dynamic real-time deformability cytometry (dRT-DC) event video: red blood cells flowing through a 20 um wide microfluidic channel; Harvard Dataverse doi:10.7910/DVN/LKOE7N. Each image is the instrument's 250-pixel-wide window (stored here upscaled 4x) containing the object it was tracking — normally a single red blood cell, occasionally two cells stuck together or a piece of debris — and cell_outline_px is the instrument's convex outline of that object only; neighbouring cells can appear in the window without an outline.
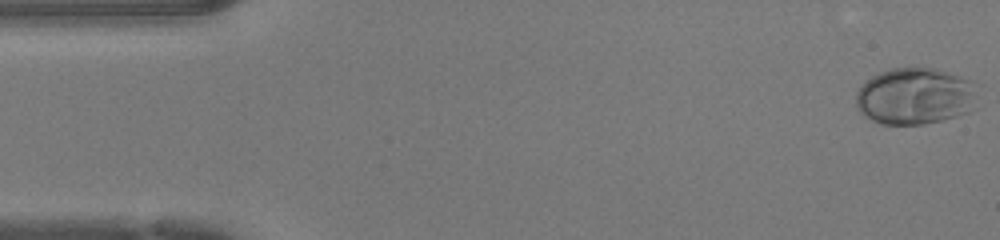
{"species": "human", "species_latin": "Homo sapiens", "temperature_condition": "warm", "stored_images_in_passage": 47, "camera_frame_rate_fps": 3000, "um_per_image_px": 0.085, "donor": {"sex": "female"}, "frame": {"image": 1, "passage_image": 1, "time_ms": 0.0, "image_size_px": [1000, 240], "cell_outline_px": [[968, 112], [956, 116], [924, 124], [884, 124], [872, 120], [864, 116], [856, 108], [856, 92], [872, 76], [880, 72], [892, 68], [932, 68], [948, 72], [968, 80]], "centroid_in_image_um": [77.59, 8.18], "position_along_channel_um": 7.4, "area_um2": 38.55}}
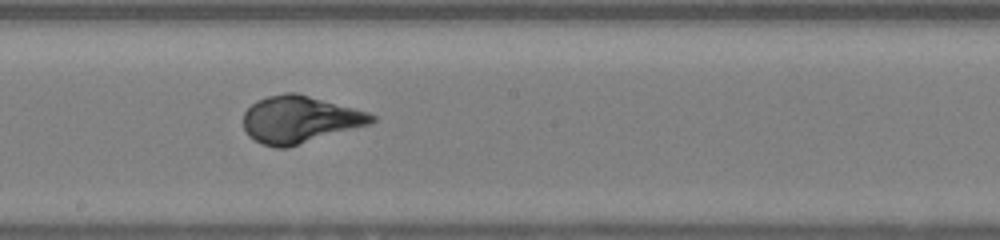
{"frame": {"image": 2, "passage_image": 25, "time_ms": 8.0, "image_size_px": [1000, 240], "cell_outline_px": [[376, 120], [372, 124], [288, 148], [276, 148], [260, 144], [248, 136], [244, 128], [244, 112], [256, 100], [268, 96], [284, 92], [296, 92], [368, 112], [376, 116]], "centroid_in_image_um": [25.48, 10.17], "position_along_channel_um": 222.7, "area_um2": 35.55}}
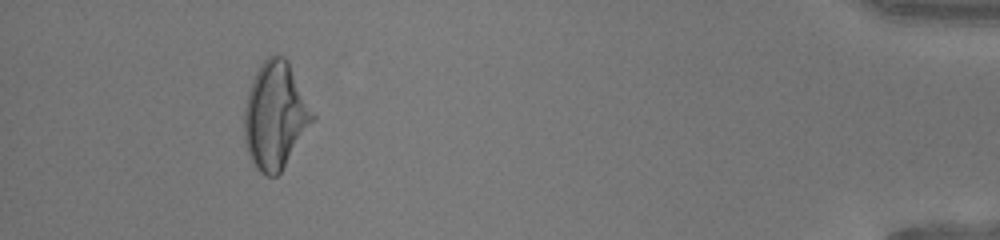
{"frame": {"image": 3, "passage_image": 43, "time_ms": 14.0, "image_size_px": [1000, 240], "cell_outline_px": [[316, 120], [280, 172], [276, 176], [264, 176], [256, 168], [248, 152], [244, 140], [244, 108], [248, 92], [252, 80], [260, 64], [268, 56], [284, 56], [288, 60], [316, 116]], "centroid_in_image_um": [23.42, 9.83], "position_along_channel_um": 411.8, "area_um2": 42.71}, "authors_computed_cell_mechanics": {"area_um2": 35.836, "velocity_mm_per_s": 4.3151, "shape_relaxation_time_tau1_ms": 3.4389, "shape_relaxation_time_tau2_ms": null, "deformation_change_tau1": 0.2213, "deformation_change_tau2": null}}